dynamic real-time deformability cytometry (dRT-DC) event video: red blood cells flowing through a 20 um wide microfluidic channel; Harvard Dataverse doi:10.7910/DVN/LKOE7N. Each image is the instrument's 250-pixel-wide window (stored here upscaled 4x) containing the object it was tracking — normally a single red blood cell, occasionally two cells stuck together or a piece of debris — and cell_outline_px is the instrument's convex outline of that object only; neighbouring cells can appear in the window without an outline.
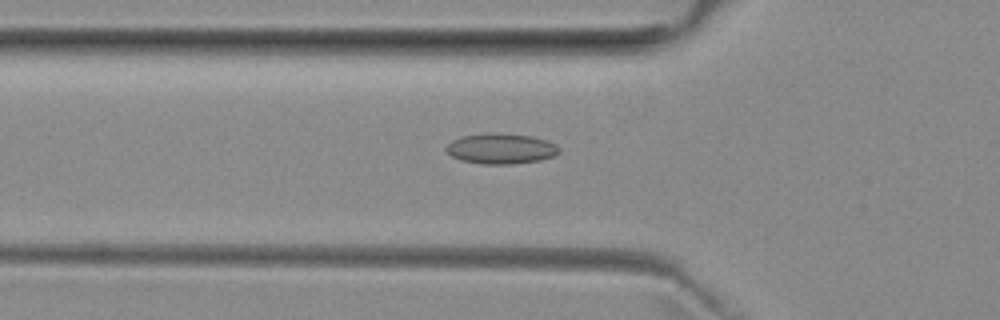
{"species": "common noctule bat (a hibernating species)", "species_latin": "Nyctalus noctula", "temperature_condition": "room temperature", "stored_images_in_passage": 45, "camera_frame_rate_fps": 3000, "um_per_image_px": 0.085, "animal": {"sex": "female", "body_mass_g": 29.2, "forearm_length_mm": 56.3}, "frame": {"image": 1, "passage_image": 12, "time_ms": 3.667, "image_size_px": [1000, 320], "cell_outline_px": [[560, 152], [552, 156], [540, 160], [512, 164], [484, 164], [460, 160], [452, 156], [444, 148], [452, 140], [460, 136], [496, 132], [532, 136], [548, 140], [556, 144], [560, 148]], "centroid_in_image_um": [42.59, 12.62], "position_along_channel_um": 83.2, "area_um2": 20.17}}
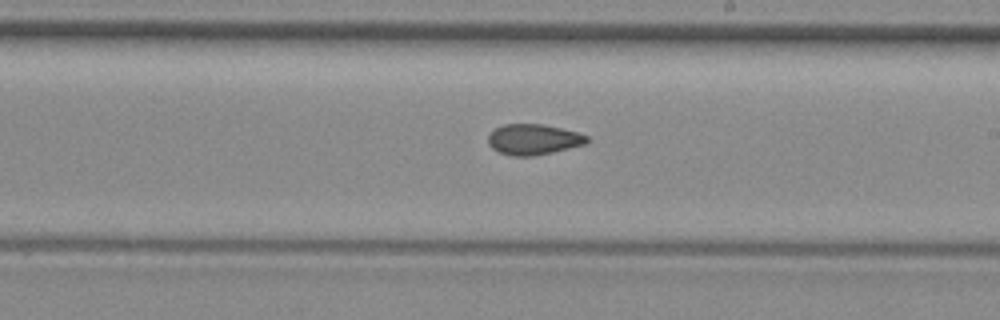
{"frame": {"image": 2, "passage_image": 24, "time_ms": 7.667, "image_size_px": [1000, 320], "cell_outline_px": [[588, 140], [584, 144], [552, 152], [532, 156], [512, 156], [500, 152], [492, 148], [488, 144], [488, 136], [496, 128], [504, 124], [544, 124], [576, 132], [588, 136]], "centroid_in_image_um": [45.31, 11.85], "position_along_channel_um": 243.7, "area_um2": 17.4}}
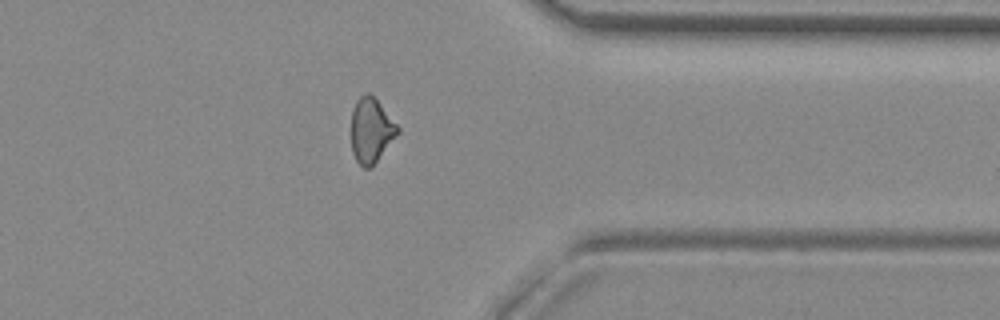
{"frame": {"image": 3, "passage_image": 35, "time_ms": 11.333, "image_size_px": [1000, 320], "cell_outline_px": [[400, 132], [372, 168], [364, 168], [356, 160], [352, 152], [352, 112], [356, 100], [364, 92], [368, 92], [380, 104], [400, 128]], "centroid_in_image_um": [31.56, 11.1], "position_along_channel_um": 379.8, "area_um2": 17.51}}